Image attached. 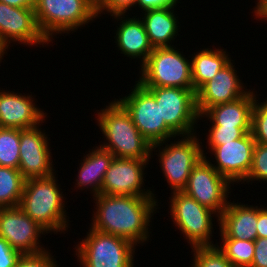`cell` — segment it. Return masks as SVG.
I'll use <instances>...</instances> for the list:
<instances>
[{"label": "cell", "mask_w": 267, "mask_h": 267, "mask_svg": "<svg viewBox=\"0 0 267 267\" xmlns=\"http://www.w3.org/2000/svg\"><path fill=\"white\" fill-rule=\"evenodd\" d=\"M228 203L219 217L221 239L251 240L257 238L258 205Z\"/></svg>", "instance_id": "d6986e66"}, {"label": "cell", "mask_w": 267, "mask_h": 267, "mask_svg": "<svg viewBox=\"0 0 267 267\" xmlns=\"http://www.w3.org/2000/svg\"><path fill=\"white\" fill-rule=\"evenodd\" d=\"M34 12L39 30L50 43L56 35H68L97 19L87 0H36Z\"/></svg>", "instance_id": "277c9868"}, {"label": "cell", "mask_w": 267, "mask_h": 267, "mask_svg": "<svg viewBox=\"0 0 267 267\" xmlns=\"http://www.w3.org/2000/svg\"><path fill=\"white\" fill-rule=\"evenodd\" d=\"M204 152L182 191L220 216L231 201L228 195L232 183L213 168Z\"/></svg>", "instance_id": "8fae6325"}, {"label": "cell", "mask_w": 267, "mask_h": 267, "mask_svg": "<svg viewBox=\"0 0 267 267\" xmlns=\"http://www.w3.org/2000/svg\"><path fill=\"white\" fill-rule=\"evenodd\" d=\"M251 181L267 182V144L256 143L254 147L251 170L241 184Z\"/></svg>", "instance_id": "f546056e"}, {"label": "cell", "mask_w": 267, "mask_h": 267, "mask_svg": "<svg viewBox=\"0 0 267 267\" xmlns=\"http://www.w3.org/2000/svg\"><path fill=\"white\" fill-rule=\"evenodd\" d=\"M22 254L0 237V267H16Z\"/></svg>", "instance_id": "836d02e7"}, {"label": "cell", "mask_w": 267, "mask_h": 267, "mask_svg": "<svg viewBox=\"0 0 267 267\" xmlns=\"http://www.w3.org/2000/svg\"><path fill=\"white\" fill-rule=\"evenodd\" d=\"M46 233L48 235V232L19 206L0 208V237L22 255L36 254L47 250L44 245L42 247L41 239H39Z\"/></svg>", "instance_id": "4fadbf2b"}, {"label": "cell", "mask_w": 267, "mask_h": 267, "mask_svg": "<svg viewBox=\"0 0 267 267\" xmlns=\"http://www.w3.org/2000/svg\"><path fill=\"white\" fill-rule=\"evenodd\" d=\"M130 91L128 95L116 100L129 113L141 135L151 145L178 137L164 120H161L160 105L145 87L135 81Z\"/></svg>", "instance_id": "30bf717a"}, {"label": "cell", "mask_w": 267, "mask_h": 267, "mask_svg": "<svg viewBox=\"0 0 267 267\" xmlns=\"http://www.w3.org/2000/svg\"><path fill=\"white\" fill-rule=\"evenodd\" d=\"M149 159L115 157L104 176L100 194L155 197L151 188L145 189V169Z\"/></svg>", "instance_id": "7c38bea8"}, {"label": "cell", "mask_w": 267, "mask_h": 267, "mask_svg": "<svg viewBox=\"0 0 267 267\" xmlns=\"http://www.w3.org/2000/svg\"><path fill=\"white\" fill-rule=\"evenodd\" d=\"M0 42L8 49L10 44L35 46L50 42L39 30L34 8H16L0 2ZM18 42V44H17Z\"/></svg>", "instance_id": "2e32d148"}, {"label": "cell", "mask_w": 267, "mask_h": 267, "mask_svg": "<svg viewBox=\"0 0 267 267\" xmlns=\"http://www.w3.org/2000/svg\"><path fill=\"white\" fill-rule=\"evenodd\" d=\"M254 256L251 267H267V238L257 237L254 240Z\"/></svg>", "instance_id": "e575fe53"}, {"label": "cell", "mask_w": 267, "mask_h": 267, "mask_svg": "<svg viewBox=\"0 0 267 267\" xmlns=\"http://www.w3.org/2000/svg\"><path fill=\"white\" fill-rule=\"evenodd\" d=\"M253 9L256 21H258V19L261 21L263 19L265 22L267 21V0H256V5Z\"/></svg>", "instance_id": "74e56055"}, {"label": "cell", "mask_w": 267, "mask_h": 267, "mask_svg": "<svg viewBox=\"0 0 267 267\" xmlns=\"http://www.w3.org/2000/svg\"><path fill=\"white\" fill-rule=\"evenodd\" d=\"M0 2L16 8H34L36 0H0Z\"/></svg>", "instance_id": "f35d334b"}, {"label": "cell", "mask_w": 267, "mask_h": 267, "mask_svg": "<svg viewBox=\"0 0 267 267\" xmlns=\"http://www.w3.org/2000/svg\"><path fill=\"white\" fill-rule=\"evenodd\" d=\"M232 61L234 60H231L219 70L211 80L207 81L196 92V105L199 115H202L212 106L233 102L250 91L241 82L242 80L237 75V70L234 68L235 64Z\"/></svg>", "instance_id": "e0dca14e"}, {"label": "cell", "mask_w": 267, "mask_h": 267, "mask_svg": "<svg viewBox=\"0 0 267 267\" xmlns=\"http://www.w3.org/2000/svg\"><path fill=\"white\" fill-rule=\"evenodd\" d=\"M160 105L161 120L177 135L196 133L199 113L193 88L145 87ZM196 124V125H195Z\"/></svg>", "instance_id": "9c48e42d"}, {"label": "cell", "mask_w": 267, "mask_h": 267, "mask_svg": "<svg viewBox=\"0 0 267 267\" xmlns=\"http://www.w3.org/2000/svg\"><path fill=\"white\" fill-rule=\"evenodd\" d=\"M49 250L36 254H25L20 257L16 267H59Z\"/></svg>", "instance_id": "1f68e13d"}, {"label": "cell", "mask_w": 267, "mask_h": 267, "mask_svg": "<svg viewBox=\"0 0 267 267\" xmlns=\"http://www.w3.org/2000/svg\"><path fill=\"white\" fill-rule=\"evenodd\" d=\"M126 16V17H125ZM114 19L121 21L116 26L115 42L120 50L121 54L130 57L132 59H140V65L142 66L148 59V56L154 50L147 33L145 31L142 20L136 16L130 18L127 15H114ZM137 17V18H136Z\"/></svg>", "instance_id": "ffe728a7"}, {"label": "cell", "mask_w": 267, "mask_h": 267, "mask_svg": "<svg viewBox=\"0 0 267 267\" xmlns=\"http://www.w3.org/2000/svg\"><path fill=\"white\" fill-rule=\"evenodd\" d=\"M216 245L234 267H251L254 256V241L238 239H221Z\"/></svg>", "instance_id": "484cf974"}, {"label": "cell", "mask_w": 267, "mask_h": 267, "mask_svg": "<svg viewBox=\"0 0 267 267\" xmlns=\"http://www.w3.org/2000/svg\"><path fill=\"white\" fill-rule=\"evenodd\" d=\"M180 137L177 141L167 140L151 147V157L154 154L158 156L161 172L167 179L171 192L182 191L185 188L191 171L203 157V149H205L202 148L204 145L199 142L200 135L197 137V133ZM169 141L170 144L167 143ZM164 144L165 146H162ZM153 151L158 154H153Z\"/></svg>", "instance_id": "8992f818"}, {"label": "cell", "mask_w": 267, "mask_h": 267, "mask_svg": "<svg viewBox=\"0 0 267 267\" xmlns=\"http://www.w3.org/2000/svg\"><path fill=\"white\" fill-rule=\"evenodd\" d=\"M39 127L40 125L20 129L18 169L25 180L48 177L56 172L49 146V135H46L45 130Z\"/></svg>", "instance_id": "5bb4252c"}, {"label": "cell", "mask_w": 267, "mask_h": 267, "mask_svg": "<svg viewBox=\"0 0 267 267\" xmlns=\"http://www.w3.org/2000/svg\"><path fill=\"white\" fill-rule=\"evenodd\" d=\"M255 145L256 142L249 132L242 138L221 142V145L216 147H208L207 152L215 157L216 162H210L213 168L234 186L247 178L252 167Z\"/></svg>", "instance_id": "9a60e30c"}, {"label": "cell", "mask_w": 267, "mask_h": 267, "mask_svg": "<svg viewBox=\"0 0 267 267\" xmlns=\"http://www.w3.org/2000/svg\"><path fill=\"white\" fill-rule=\"evenodd\" d=\"M20 129L0 127V166L18 169Z\"/></svg>", "instance_id": "4316f807"}, {"label": "cell", "mask_w": 267, "mask_h": 267, "mask_svg": "<svg viewBox=\"0 0 267 267\" xmlns=\"http://www.w3.org/2000/svg\"><path fill=\"white\" fill-rule=\"evenodd\" d=\"M175 9V7H164L141 13L140 19L153 49L174 47L172 43L180 32L178 31L180 23Z\"/></svg>", "instance_id": "44dd1931"}, {"label": "cell", "mask_w": 267, "mask_h": 267, "mask_svg": "<svg viewBox=\"0 0 267 267\" xmlns=\"http://www.w3.org/2000/svg\"><path fill=\"white\" fill-rule=\"evenodd\" d=\"M8 50L9 49L2 42H0V63L2 62L4 55L7 54Z\"/></svg>", "instance_id": "ab89813d"}, {"label": "cell", "mask_w": 267, "mask_h": 267, "mask_svg": "<svg viewBox=\"0 0 267 267\" xmlns=\"http://www.w3.org/2000/svg\"><path fill=\"white\" fill-rule=\"evenodd\" d=\"M24 185L19 169L0 166V208L19 206Z\"/></svg>", "instance_id": "d4e9b609"}, {"label": "cell", "mask_w": 267, "mask_h": 267, "mask_svg": "<svg viewBox=\"0 0 267 267\" xmlns=\"http://www.w3.org/2000/svg\"><path fill=\"white\" fill-rule=\"evenodd\" d=\"M98 113V114H97ZM97 126L105 138L100 147L117 158L151 159L152 145L141 135L129 113L115 99L97 112Z\"/></svg>", "instance_id": "7a4b0ae2"}, {"label": "cell", "mask_w": 267, "mask_h": 267, "mask_svg": "<svg viewBox=\"0 0 267 267\" xmlns=\"http://www.w3.org/2000/svg\"><path fill=\"white\" fill-rule=\"evenodd\" d=\"M92 198L96 211L89 228L120 236L136 246L149 241V223L159 206L156 197L99 194Z\"/></svg>", "instance_id": "6da1fadb"}, {"label": "cell", "mask_w": 267, "mask_h": 267, "mask_svg": "<svg viewBox=\"0 0 267 267\" xmlns=\"http://www.w3.org/2000/svg\"><path fill=\"white\" fill-rule=\"evenodd\" d=\"M193 262L191 267H234L217 246L191 248Z\"/></svg>", "instance_id": "83f0119b"}, {"label": "cell", "mask_w": 267, "mask_h": 267, "mask_svg": "<svg viewBox=\"0 0 267 267\" xmlns=\"http://www.w3.org/2000/svg\"><path fill=\"white\" fill-rule=\"evenodd\" d=\"M179 50L175 46L154 49L140 66L137 82L143 87L193 88L191 59Z\"/></svg>", "instance_id": "ba28073f"}, {"label": "cell", "mask_w": 267, "mask_h": 267, "mask_svg": "<svg viewBox=\"0 0 267 267\" xmlns=\"http://www.w3.org/2000/svg\"><path fill=\"white\" fill-rule=\"evenodd\" d=\"M97 10L105 0H87Z\"/></svg>", "instance_id": "60d3db41"}, {"label": "cell", "mask_w": 267, "mask_h": 267, "mask_svg": "<svg viewBox=\"0 0 267 267\" xmlns=\"http://www.w3.org/2000/svg\"><path fill=\"white\" fill-rule=\"evenodd\" d=\"M179 0H137L136 7L138 6L141 12L157 9V8H164V7H177L179 4Z\"/></svg>", "instance_id": "d590c367"}, {"label": "cell", "mask_w": 267, "mask_h": 267, "mask_svg": "<svg viewBox=\"0 0 267 267\" xmlns=\"http://www.w3.org/2000/svg\"><path fill=\"white\" fill-rule=\"evenodd\" d=\"M94 147L92 150L90 149L91 152L84 154L83 160H80L81 163L76 175V185H74L75 188L81 191L89 188L88 190L93 194L92 197L100 194L106 171L115 158L110 151L103 149L99 145Z\"/></svg>", "instance_id": "603a6c76"}, {"label": "cell", "mask_w": 267, "mask_h": 267, "mask_svg": "<svg viewBox=\"0 0 267 267\" xmlns=\"http://www.w3.org/2000/svg\"><path fill=\"white\" fill-rule=\"evenodd\" d=\"M251 132V128H228L224 126H209L207 135L208 147H216L221 142H229L242 138L246 133Z\"/></svg>", "instance_id": "4dcf8cb0"}, {"label": "cell", "mask_w": 267, "mask_h": 267, "mask_svg": "<svg viewBox=\"0 0 267 267\" xmlns=\"http://www.w3.org/2000/svg\"><path fill=\"white\" fill-rule=\"evenodd\" d=\"M23 94L0 89V127L29 129L45 122L47 113L38 108L35 97Z\"/></svg>", "instance_id": "ac0fdd59"}, {"label": "cell", "mask_w": 267, "mask_h": 267, "mask_svg": "<svg viewBox=\"0 0 267 267\" xmlns=\"http://www.w3.org/2000/svg\"><path fill=\"white\" fill-rule=\"evenodd\" d=\"M61 190L56 172L48 177L25 180L19 207L48 233H64L70 228V220Z\"/></svg>", "instance_id": "3957f363"}, {"label": "cell", "mask_w": 267, "mask_h": 267, "mask_svg": "<svg viewBox=\"0 0 267 267\" xmlns=\"http://www.w3.org/2000/svg\"><path fill=\"white\" fill-rule=\"evenodd\" d=\"M75 246L80 267H134L136 245L131 241L90 228Z\"/></svg>", "instance_id": "52a82bcc"}, {"label": "cell", "mask_w": 267, "mask_h": 267, "mask_svg": "<svg viewBox=\"0 0 267 267\" xmlns=\"http://www.w3.org/2000/svg\"><path fill=\"white\" fill-rule=\"evenodd\" d=\"M255 89L246 95L228 103H222L208 108L201 118L211 122V126H224L228 128H251L252 108L255 101Z\"/></svg>", "instance_id": "7402d4cb"}, {"label": "cell", "mask_w": 267, "mask_h": 267, "mask_svg": "<svg viewBox=\"0 0 267 267\" xmlns=\"http://www.w3.org/2000/svg\"><path fill=\"white\" fill-rule=\"evenodd\" d=\"M137 0H105V2L96 10L97 17L101 14L114 15H126L127 11H132V8H136ZM131 8V9H130ZM106 12V13H105Z\"/></svg>", "instance_id": "d6a6232c"}, {"label": "cell", "mask_w": 267, "mask_h": 267, "mask_svg": "<svg viewBox=\"0 0 267 267\" xmlns=\"http://www.w3.org/2000/svg\"><path fill=\"white\" fill-rule=\"evenodd\" d=\"M219 48L211 49L207 47L192 54V83L195 92L231 61V57L226 52L227 49Z\"/></svg>", "instance_id": "cb8c5ba5"}, {"label": "cell", "mask_w": 267, "mask_h": 267, "mask_svg": "<svg viewBox=\"0 0 267 267\" xmlns=\"http://www.w3.org/2000/svg\"><path fill=\"white\" fill-rule=\"evenodd\" d=\"M257 237L267 238V206L258 207Z\"/></svg>", "instance_id": "8d00e7d4"}, {"label": "cell", "mask_w": 267, "mask_h": 267, "mask_svg": "<svg viewBox=\"0 0 267 267\" xmlns=\"http://www.w3.org/2000/svg\"><path fill=\"white\" fill-rule=\"evenodd\" d=\"M257 96V97H256ZM258 98V99H257ZM267 99V98H266ZM259 101L257 92L252 108L251 134L256 143L267 144V100Z\"/></svg>", "instance_id": "f1b7e54d"}, {"label": "cell", "mask_w": 267, "mask_h": 267, "mask_svg": "<svg viewBox=\"0 0 267 267\" xmlns=\"http://www.w3.org/2000/svg\"><path fill=\"white\" fill-rule=\"evenodd\" d=\"M170 217L187 240L190 248L216 246L211 239L214 235L213 217H216L219 226V215L209 208L200 205L195 199L183 191L171 192L169 197ZM213 230V231H212Z\"/></svg>", "instance_id": "5b68a950"}]
</instances>
